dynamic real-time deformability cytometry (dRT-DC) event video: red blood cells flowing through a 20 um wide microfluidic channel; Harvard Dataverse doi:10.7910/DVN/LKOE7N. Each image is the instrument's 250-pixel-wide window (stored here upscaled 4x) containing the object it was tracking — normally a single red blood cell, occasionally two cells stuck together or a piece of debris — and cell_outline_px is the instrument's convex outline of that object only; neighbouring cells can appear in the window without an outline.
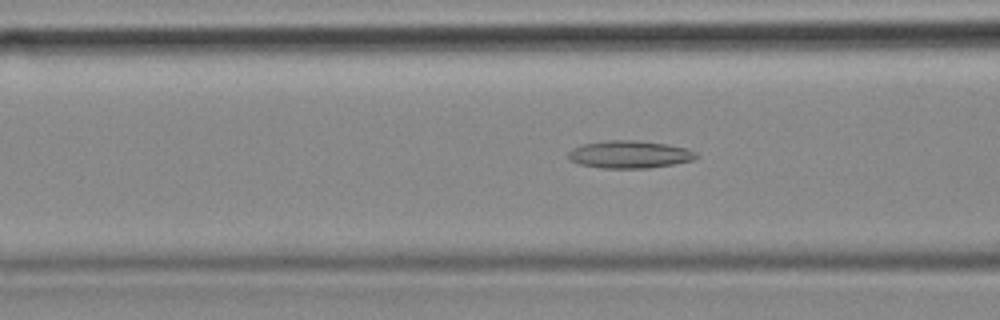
{"species": "common noctule bat (a hibernating species)", "species_latin": "Nyctalus noctula", "temperature_condition": "cold", "stored_images_in_passage": 55, "camera_frame_rate_fps": 3000, "um_per_image_px": 0.085, "animal": {"sex": "female", "body_mass_g": 18.4}, "frame": {"image": 1, "passage_image": 21, "time_ms": 6.667, "image_size_px": [1000, 320], "cell_outline_px": [[700, 156], [692, 160], [672, 164], [648, 168], [604, 168], [580, 164], [568, 160], [568, 152], [572, 148], [584, 144], [608, 140], [636, 140], [668, 144], [688, 148], [696, 152]], "centroid_in_image_um": [53.52, 13.12], "position_along_channel_um": 113.1, "area_um2": 20.58}}
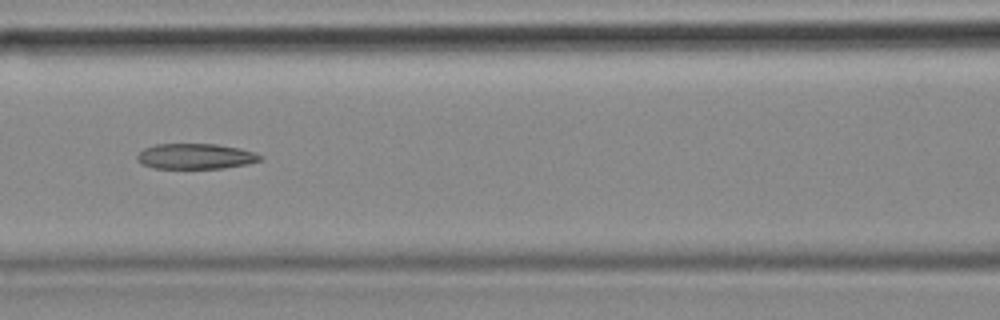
{"frame": {"image": 2, "passage_image": 24, "time_ms": 7.667, "image_size_px": [1000, 320], "cell_outline_px": [[264, 156], [260, 160], [248, 164], [224, 168], [152, 168], [140, 164], [136, 160], [136, 156], [144, 148], [156, 144], [216, 144], [240, 148], [256, 152]], "centroid_in_image_um": [16.62, 13.29], "position_along_channel_um": 150.0, "area_um2": 18.44}}
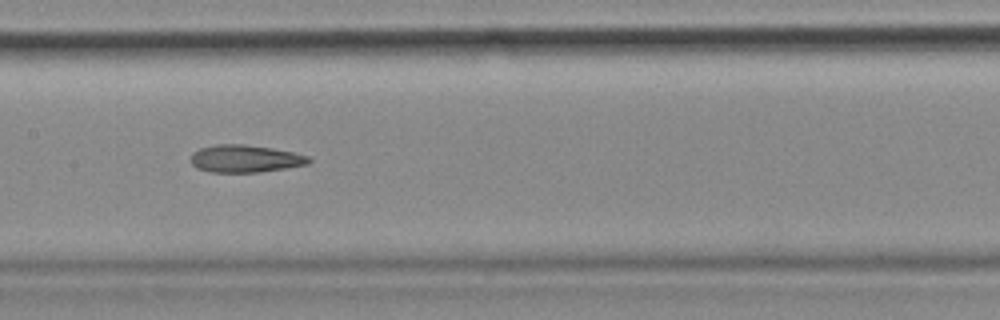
{"frame": {"image": 3, "passage_image": 27, "time_ms": 8.667, "image_size_px": [1000, 320], "cell_outline_px": [[312, 160], [308, 164], [288, 168], [260, 172], [212, 172], [196, 168], [192, 164], [192, 156], [200, 148], [216, 144], [244, 144], [272, 148], [292, 152], [308, 156]], "centroid_in_image_um": [20.87, 13.49], "position_along_channel_um": 186.5, "area_um2": 18.79}, "authors_computed_cell_mechanics": {"area_um2": 20.2878, "velocity_mm_per_s": 3.6689, "shape_relaxation_time_tau1_ms": null, "shape_relaxation_time_tau2_ms": 5.8106, "deformation_change_tau1": null, "deformation_change_tau2": 0.1773}}